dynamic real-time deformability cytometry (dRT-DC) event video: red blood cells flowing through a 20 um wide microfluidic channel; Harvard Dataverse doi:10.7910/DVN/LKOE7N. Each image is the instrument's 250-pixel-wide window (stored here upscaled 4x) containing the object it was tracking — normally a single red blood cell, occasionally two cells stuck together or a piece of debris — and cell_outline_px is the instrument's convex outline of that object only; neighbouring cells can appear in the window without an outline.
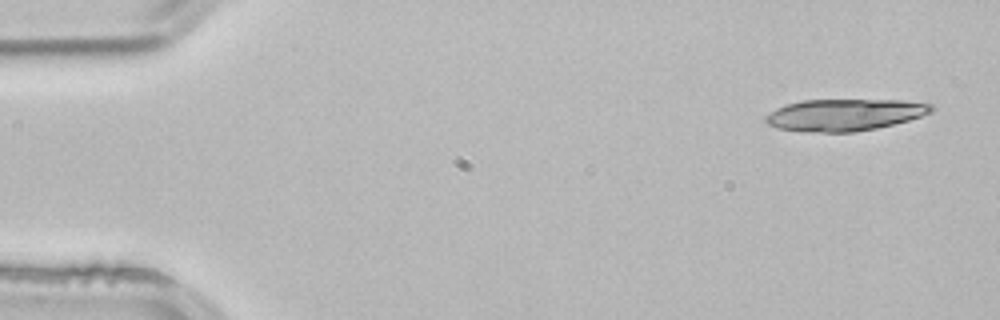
{"species": "common noctule bat (a hibernating species)", "species_latin": "Nyctalus noctula", "temperature_condition": "room temperature", "stored_images_in_passage": 5, "camera_frame_rate_fps": 3000, "um_per_image_px": 0.085, "animal": {"sex": "male", "body_mass_g": 21.5, "forearm_length_mm": 52.0}, "frame": {"image": 1, "passage_image": 1, "time_ms": 0.0, "image_size_px": [1000, 320], "cell_outline_px": [[936, 108], [932, 112], [908, 120], [876, 128], [856, 132], [808, 132], [776, 128], [768, 124], [764, 120], [764, 116], [776, 108], [784, 104], [804, 100], [904, 100], [932, 104]], "centroid_in_image_um": [71.76, 9.76], "position_along_channel_um": 13.2, "area_um2": 30.87}}
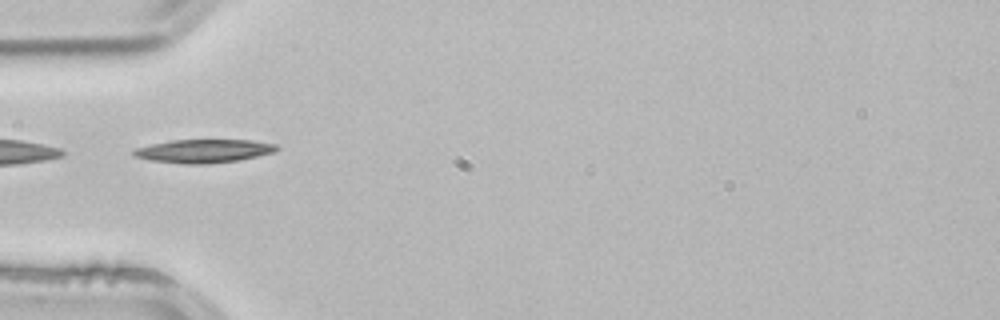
{"frame": {"image": 2, "passage_image": 4, "time_ms": 1.0, "image_size_px": [1000, 320], "cell_outline_px": [[280, 148], [272, 152], [240, 160], [204, 164], [184, 164], [148, 160], [132, 156], [132, 152], [136, 148], [152, 144], [172, 140], [252, 140], [276, 144]], "centroid_in_image_um": [17.29, 12.84], "position_along_channel_um": 67.7, "area_um2": 19.48}}